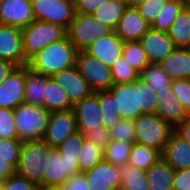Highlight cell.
Returning a JSON list of instances; mask_svg holds the SVG:
<instances>
[{
	"instance_id": "obj_1",
	"label": "cell",
	"mask_w": 190,
	"mask_h": 190,
	"mask_svg": "<svg viewBox=\"0 0 190 190\" xmlns=\"http://www.w3.org/2000/svg\"><path fill=\"white\" fill-rule=\"evenodd\" d=\"M115 98L121 119L135 120L141 114L156 113V92L141 77L132 83L113 84L108 89Z\"/></svg>"
},
{
	"instance_id": "obj_2",
	"label": "cell",
	"mask_w": 190,
	"mask_h": 190,
	"mask_svg": "<svg viewBox=\"0 0 190 190\" xmlns=\"http://www.w3.org/2000/svg\"><path fill=\"white\" fill-rule=\"evenodd\" d=\"M77 52L78 50L66 35L63 39L49 44L37 53L28 61L27 66L37 73L50 77L57 72L75 66Z\"/></svg>"
},
{
	"instance_id": "obj_3",
	"label": "cell",
	"mask_w": 190,
	"mask_h": 190,
	"mask_svg": "<svg viewBox=\"0 0 190 190\" xmlns=\"http://www.w3.org/2000/svg\"><path fill=\"white\" fill-rule=\"evenodd\" d=\"M50 113L44 106L23 103L14 109L16 131L21 141L41 140Z\"/></svg>"
},
{
	"instance_id": "obj_4",
	"label": "cell",
	"mask_w": 190,
	"mask_h": 190,
	"mask_svg": "<svg viewBox=\"0 0 190 190\" xmlns=\"http://www.w3.org/2000/svg\"><path fill=\"white\" fill-rule=\"evenodd\" d=\"M66 34V28L61 25L34 20L29 26L22 28L25 61L28 63L46 46L63 39Z\"/></svg>"
},
{
	"instance_id": "obj_5",
	"label": "cell",
	"mask_w": 190,
	"mask_h": 190,
	"mask_svg": "<svg viewBox=\"0 0 190 190\" xmlns=\"http://www.w3.org/2000/svg\"><path fill=\"white\" fill-rule=\"evenodd\" d=\"M50 148L42 139L24 141L16 166V174L33 181L39 188L43 189V167Z\"/></svg>"
},
{
	"instance_id": "obj_6",
	"label": "cell",
	"mask_w": 190,
	"mask_h": 190,
	"mask_svg": "<svg viewBox=\"0 0 190 190\" xmlns=\"http://www.w3.org/2000/svg\"><path fill=\"white\" fill-rule=\"evenodd\" d=\"M135 128L137 143L153 147L161 153L175 130L156 113L141 114L135 119Z\"/></svg>"
},
{
	"instance_id": "obj_7",
	"label": "cell",
	"mask_w": 190,
	"mask_h": 190,
	"mask_svg": "<svg viewBox=\"0 0 190 190\" xmlns=\"http://www.w3.org/2000/svg\"><path fill=\"white\" fill-rule=\"evenodd\" d=\"M113 30L96 20L90 14H75L71 24L66 29L69 41L78 50H85L96 39L103 38Z\"/></svg>"
},
{
	"instance_id": "obj_8",
	"label": "cell",
	"mask_w": 190,
	"mask_h": 190,
	"mask_svg": "<svg viewBox=\"0 0 190 190\" xmlns=\"http://www.w3.org/2000/svg\"><path fill=\"white\" fill-rule=\"evenodd\" d=\"M78 160L62 158L58 149L51 147L43 167V188L62 186L70 177L80 173Z\"/></svg>"
},
{
	"instance_id": "obj_9",
	"label": "cell",
	"mask_w": 190,
	"mask_h": 190,
	"mask_svg": "<svg viewBox=\"0 0 190 190\" xmlns=\"http://www.w3.org/2000/svg\"><path fill=\"white\" fill-rule=\"evenodd\" d=\"M76 66L93 92L108 90L114 84L111 68L85 50L77 52Z\"/></svg>"
},
{
	"instance_id": "obj_10",
	"label": "cell",
	"mask_w": 190,
	"mask_h": 190,
	"mask_svg": "<svg viewBox=\"0 0 190 190\" xmlns=\"http://www.w3.org/2000/svg\"><path fill=\"white\" fill-rule=\"evenodd\" d=\"M35 20L68 28L75 17L74 0H31Z\"/></svg>"
},
{
	"instance_id": "obj_11",
	"label": "cell",
	"mask_w": 190,
	"mask_h": 190,
	"mask_svg": "<svg viewBox=\"0 0 190 190\" xmlns=\"http://www.w3.org/2000/svg\"><path fill=\"white\" fill-rule=\"evenodd\" d=\"M78 131L73 109L50 113L48 126L42 140L50 147H58L70 135Z\"/></svg>"
},
{
	"instance_id": "obj_12",
	"label": "cell",
	"mask_w": 190,
	"mask_h": 190,
	"mask_svg": "<svg viewBox=\"0 0 190 190\" xmlns=\"http://www.w3.org/2000/svg\"><path fill=\"white\" fill-rule=\"evenodd\" d=\"M0 59L7 60L17 67L26 66L22 28L0 24Z\"/></svg>"
},
{
	"instance_id": "obj_13",
	"label": "cell",
	"mask_w": 190,
	"mask_h": 190,
	"mask_svg": "<svg viewBox=\"0 0 190 190\" xmlns=\"http://www.w3.org/2000/svg\"><path fill=\"white\" fill-rule=\"evenodd\" d=\"M25 66L16 67L0 84V108L16 109L25 103Z\"/></svg>"
},
{
	"instance_id": "obj_14",
	"label": "cell",
	"mask_w": 190,
	"mask_h": 190,
	"mask_svg": "<svg viewBox=\"0 0 190 190\" xmlns=\"http://www.w3.org/2000/svg\"><path fill=\"white\" fill-rule=\"evenodd\" d=\"M77 121L78 131L85 134L88 130H101L103 121L101 119L99 91L93 92L89 97L76 103L72 107Z\"/></svg>"
},
{
	"instance_id": "obj_15",
	"label": "cell",
	"mask_w": 190,
	"mask_h": 190,
	"mask_svg": "<svg viewBox=\"0 0 190 190\" xmlns=\"http://www.w3.org/2000/svg\"><path fill=\"white\" fill-rule=\"evenodd\" d=\"M51 77L65 89V93L72 105H75L93 93L76 65L57 72Z\"/></svg>"
},
{
	"instance_id": "obj_16",
	"label": "cell",
	"mask_w": 190,
	"mask_h": 190,
	"mask_svg": "<svg viewBox=\"0 0 190 190\" xmlns=\"http://www.w3.org/2000/svg\"><path fill=\"white\" fill-rule=\"evenodd\" d=\"M89 190H112L121 187V169L106 160L84 171Z\"/></svg>"
},
{
	"instance_id": "obj_17",
	"label": "cell",
	"mask_w": 190,
	"mask_h": 190,
	"mask_svg": "<svg viewBox=\"0 0 190 190\" xmlns=\"http://www.w3.org/2000/svg\"><path fill=\"white\" fill-rule=\"evenodd\" d=\"M34 20L31 0H2L0 3V24L24 28Z\"/></svg>"
},
{
	"instance_id": "obj_18",
	"label": "cell",
	"mask_w": 190,
	"mask_h": 190,
	"mask_svg": "<svg viewBox=\"0 0 190 190\" xmlns=\"http://www.w3.org/2000/svg\"><path fill=\"white\" fill-rule=\"evenodd\" d=\"M139 42L150 63L160 64L176 48L168 32L152 27L140 38Z\"/></svg>"
},
{
	"instance_id": "obj_19",
	"label": "cell",
	"mask_w": 190,
	"mask_h": 190,
	"mask_svg": "<svg viewBox=\"0 0 190 190\" xmlns=\"http://www.w3.org/2000/svg\"><path fill=\"white\" fill-rule=\"evenodd\" d=\"M123 44L124 41L115 31H112L103 38L96 39L85 49V51L97 57L102 63L111 68L122 56Z\"/></svg>"
},
{
	"instance_id": "obj_20",
	"label": "cell",
	"mask_w": 190,
	"mask_h": 190,
	"mask_svg": "<svg viewBox=\"0 0 190 190\" xmlns=\"http://www.w3.org/2000/svg\"><path fill=\"white\" fill-rule=\"evenodd\" d=\"M156 98L158 100L156 114L173 128H176L190 115L177 99L171 85L168 86V90L166 91L156 92Z\"/></svg>"
},
{
	"instance_id": "obj_21",
	"label": "cell",
	"mask_w": 190,
	"mask_h": 190,
	"mask_svg": "<svg viewBox=\"0 0 190 190\" xmlns=\"http://www.w3.org/2000/svg\"><path fill=\"white\" fill-rule=\"evenodd\" d=\"M150 27L136 7H127L115 32L124 42L139 41Z\"/></svg>"
},
{
	"instance_id": "obj_22",
	"label": "cell",
	"mask_w": 190,
	"mask_h": 190,
	"mask_svg": "<svg viewBox=\"0 0 190 190\" xmlns=\"http://www.w3.org/2000/svg\"><path fill=\"white\" fill-rule=\"evenodd\" d=\"M162 158L175 170L190 168V144L175 131L171 134Z\"/></svg>"
},
{
	"instance_id": "obj_23",
	"label": "cell",
	"mask_w": 190,
	"mask_h": 190,
	"mask_svg": "<svg viewBox=\"0 0 190 190\" xmlns=\"http://www.w3.org/2000/svg\"><path fill=\"white\" fill-rule=\"evenodd\" d=\"M160 65L173 79H190V51L187 48H175Z\"/></svg>"
},
{
	"instance_id": "obj_24",
	"label": "cell",
	"mask_w": 190,
	"mask_h": 190,
	"mask_svg": "<svg viewBox=\"0 0 190 190\" xmlns=\"http://www.w3.org/2000/svg\"><path fill=\"white\" fill-rule=\"evenodd\" d=\"M175 170L161 157L146 171L149 190H174Z\"/></svg>"
},
{
	"instance_id": "obj_25",
	"label": "cell",
	"mask_w": 190,
	"mask_h": 190,
	"mask_svg": "<svg viewBox=\"0 0 190 190\" xmlns=\"http://www.w3.org/2000/svg\"><path fill=\"white\" fill-rule=\"evenodd\" d=\"M43 106L49 112L65 111L73 107L65 93V89L51 76L46 79Z\"/></svg>"
},
{
	"instance_id": "obj_26",
	"label": "cell",
	"mask_w": 190,
	"mask_h": 190,
	"mask_svg": "<svg viewBox=\"0 0 190 190\" xmlns=\"http://www.w3.org/2000/svg\"><path fill=\"white\" fill-rule=\"evenodd\" d=\"M47 75L25 66V103L43 106Z\"/></svg>"
},
{
	"instance_id": "obj_27",
	"label": "cell",
	"mask_w": 190,
	"mask_h": 190,
	"mask_svg": "<svg viewBox=\"0 0 190 190\" xmlns=\"http://www.w3.org/2000/svg\"><path fill=\"white\" fill-rule=\"evenodd\" d=\"M168 35L176 48H187L190 45V9L182 8L173 21Z\"/></svg>"
},
{
	"instance_id": "obj_28",
	"label": "cell",
	"mask_w": 190,
	"mask_h": 190,
	"mask_svg": "<svg viewBox=\"0 0 190 190\" xmlns=\"http://www.w3.org/2000/svg\"><path fill=\"white\" fill-rule=\"evenodd\" d=\"M128 5L117 0H109L91 14L96 20L110 27L113 31L117 28L121 17Z\"/></svg>"
},
{
	"instance_id": "obj_29",
	"label": "cell",
	"mask_w": 190,
	"mask_h": 190,
	"mask_svg": "<svg viewBox=\"0 0 190 190\" xmlns=\"http://www.w3.org/2000/svg\"><path fill=\"white\" fill-rule=\"evenodd\" d=\"M161 157L162 153L159 150L135 142L131 149L128 164L147 171Z\"/></svg>"
},
{
	"instance_id": "obj_30",
	"label": "cell",
	"mask_w": 190,
	"mask_h": 190,
	"mask_svg": "<svg viewBox=\"0 0 190 190\" xmlns=\"http://www.w3.org/2000/svg\"><path fill=\"white\" fill-rule=\"evenodd\" d=\"M140 77L151 86L155 92L168 90V86L172 84L173 80L162 66L157 63H149L140 73Z\"/></svg>"
},
{
	"instance_id": "obj_31",
	"label": "cell",
	"mask_w": 190,
	"mask_h": 190,
	"mask_svg": "<svg viewBox=\"0 0 190 190\" xmlns=\"http://www.w3.org/2000/svg\"><path fill=\"white\" fill-rule=\"evenodd\" d=\"M101 119L106 129L114 127L120 120V113L115 104V98L109 90L99 91Z\"/></svg>"
},
{
	"instance_id": "obj_32",
	"label": "cell",
	"mask_w": 190,
	"mask_h": 190,
	"mask_svg": "<svg viewBox=\"0 0 190 190\" xmlns=\"http://www.w3.org/2000/svg\"><path fill=\"white\" fill-rule=\"evenodd\" d=\"M120 169L122 190H149L146 171L129 164L123 165Z\"/></svg>"
},
{
	"instance_id": "obj_33",
	"label": "cell",
	"mask_w": 190,
	"mask_h": 190,
	"mask_svg": "<svg viewBox=\"0 0 190 190\" xmlns=\"http://www.w3.org/2000/svg\"><path fill=\"white\" fill-rule=\"evenodd\" d=\"M122 57L139 73H141L150 63L148 56L139 41L124 42Z\"/></svg>"
},
{
	"instance_id": "obj_34",
	"label": "cell",
	"mask_w": 190,
	"mask_h": 190,
	"mask_svg": "<svg viewBox=\"0 0 190 190\" xmlns=\"http://www.w3.org/2000/svg\"><path fill=\"white\" fill-rule=\"evenodd\" d=\"M132 146L133 143L112 139L104 150V160L115 166L122 167L128 164Z\"/></svg>"
},
{
	"instance_id": "obj_35",
	"label": "cell",
	"mask_w": 190,
	"mask_h": 190,
	"mask_svg": "<svg viewBox=\"0 0 190 190\" xmlns=\"http://www.w3.org/2000/svg\"><path fill=\"white\" fill-rule=\"evenodd\" d=\"M104 150L86 139L79 151L78 168L80 172L94 168L104 159Z\"/></svg>"
},
{
	"instance_id": "obj_36",
	"label": "cell",
	"mask_w": 190,
	"mask_h": 190,
	"mask_svg": "<svg viewBox=\"0 0 190 190\" xmlns=\"http://www.w3.org/2000/svg\"><path fill=\"white\" fill-rule=\"evenodd\" d=\"M183 7V0H169L161 9L151 27L159 31L168 32Z\"/></svg>"
},
{
	"instance_id": "obj_37",
	"label": "cell",
	"mask_w": 190,
	"mask_h": 190,
	"mask_svg": "<svg viewBox=\"0 0 190 190\" xmlns=\"http://www.w3.org/2000/svg\"><path fill=\"white\" fill-rule=\"evenodd\" d=\"M114 84L132 83L140 73L131 67L122 56L111 67Z\"/></svg>"
},
{
	"instance_id": "obj_38",
	"label": "cell",
	"mask_w": 190,
	"mask_h": 190,
	"mask_svg": "<svg viewBox=\"0 0 190 190\" xmlns=\"http://www.w3.org/2000/svg\"><path fill=\"white\" fill-rule=\"evenodd\" d=\"M108 130L111 139L127 141L133 144L136 142L135 120L121 119L114 127Z\"/></svg>"
},
{
	"instance_id": "obj_39",
	"label": "cell",
	"mask_w": 190,
	"mask_h": 190,
	"mask_svg": "<svg viewBox=\"0 0 190 190\" xmlns=\"http://www.w3.org/2000/svg\"><path fill=\"white\" fill-rule=\"evenodd\" d=\"M84 134L77 131L70 135L63 143L56 147L62 158L79 159V151L81 149Z\"/></svg>"
},
{
	"instance_id": "obj_40",
	"label": "cell",
	"mask_w": 190,
	"mask_h": 190,
	"mask_svg": "<svg viewBox=\"0 0 190 190\" xmlns=\"http://www.w3.org/2000/svg\"><path fill=\"white\" fill-rule=\"evenodd\" d=\"M0 138L19 139L12 109L0 108Z\"/></svg>"
},
{
	"instance_id": "obj_41",
	"label": "cell",
	"mask_w": 190,
	"mask_h": 190,
	"mask_svg": "<svg viewBox=\"0 0 190 190\" xmlns=\"http://www.w3.org/2000/svg\"><path fill=\"white\" fill-rule=\"evenodd\" d=\"M169 0H146L136 8L139 10L140 15L150 24L156 20L161 9Z\"/></svg>"
},
{
	"instance_id": "obj_42",
	"label": "cell",
	"mask_w": 190,
	"mask_h": 190,
	"mask_svg": "<svg viewBox=\"0 0 190 190\" xmlns=\"http://www.w3.org/2000/svg\"><path fill=\"white\" fill-rule=\"evenodd\" d=\"M171 88L179 102L190 114V79H173Z\"/></svg>"
},
{
	"instance_id": "obj_43",
	"label": "cell",
	"mask_w": 190,
	"mask_h": 190,
	"mask_svg": "<svg viewBox=\"0 0 190 190\" xmlns=\"http://www.w3.org/2000/svg\"><path fill=\"white\" fill-rule=\"evenodd\" d=\"M23 141L19 139L0 138L1 158H20V151Z\"/></svg>"
},
{
	"instance_id": "obj_44",
	"label": "cell",
	"mask_w": 190,
	"mask_h": 190,
	"mask_svg": "<svg viewBox=\"0 0 190 190\" xmlns=\"http://www.w3.org/2000/svg\"><path fill=\"white\" fill-rule=\"evenodd\" d=\"M39 187L33 182L17 174L6 179L3 190H38Z\"/></svg>"
},
{
	"instance_id": "obj_45",
	"label": "cell",
	"mask_w": 190,
	"mask_h": 190,
	"mask_svg": "<svg viewBox=\"0 0 190 190\" xmlns=\"http://www.w3.org/2000/svg\"><path fill=\"white\" fill-rule=\"evenodd\" d=\"M84 137L86 140L91 141L93 144L103 150L106 149L107 145L112 140L109 130L106 129L104 126L101 128V130H88L84 134Z\"/></svg>"
},
{
	"instance_id": "obj_46",
	"label": "cell",
	"mask_w": 190,
	"mask_h": 190,
	"mask_svg": "<svg viewBox=\"0 0 190 190\" xmlns=\"http://www.w3.org/2000/svg\"><path fill=\"white\" fill-rule=\"evenodd\" d=\"M108 1L109 0H74L75 13L91 15L97 8Z\"/></svg>"
},
{
	"instance_id": "obj_47",
	"label": "cell",
	"mask_w": 190,
	"mask_h": 190,
	"mask_svg": "<svg viewBox=\"0 0 190 190\" xmlns=\"http://www.w3.org/2000/svg\"><path fill=\"white\" fill-rule=\"evenodd\" d=\"M62 187L64 190H89L84 172L70 177Z\"/></svg>"
},
{
	"instance_id": "obj_48",
	"label": "cell",
	"mask_w": 190,
	"mask_h": 190,
	"mask_svg": "<svg viewBox=\"0 0 190 190\" xmlns=\"http://www.w3.org/2000/svg\"><path fill=\"white\" fill-rule=\"evenodd\" d=\"M173 189L190 190V168L175 171L173 178Z\"/></svg>"
},
{
	"instance_id": "obj_49",
	"label": "cell",
	"mask_w": 190,
	"mask_h": 190,
	"mask_svg": "<svg viewBox=\"0 0 190 190\" xmlns=\"http://www.w3.org/2000/svg\"><path fill=\"white\" fill-rule=\"evenodd\" d=\"M19 158H1L0 157V176L8 179L16 174V166Z\"/></svg>"
},
{
	"instance_id": "obj_50",
	"label": "cell",
	"mask_w": 190,
	"mask_h": 190,
	"mask_svg": "<svg viewBox=\"0 0 190 190\" xmlns=\"http://www.w3.org/2000/svg\"><path fill=\"white\" fill-rule=\"evenodd\" d=\"M174 131L190 144V115Z\"/></svg>"
},
{
	"instance_id": "obj_51",
	"label": "cell",
	"mask_w": 190,
	"mask_h": 190,
	"mask_svg": "<svg viewBox=\"0 0 190 190\" xmlns=\"http://www.w3.org/2000/svg\"><path fill=\"white\" fill-rule=\"evenodd\" d=\"M17 66L10 61L0 59V84Z\"/></svg>"
},
{
	"instance_id": "obj_52",
	"label": "cell",
	"mask_w": 190,
	"mask_h": 190,
	"mask_svg": "<svg viewBox=\"0 0 190 190\" xmlns=\"http://www.w3.org/2000/svg\"><path fill=\"white\" fill-rule=\"evenodd\" d=\"M146 0H129V7H137Z\"/></svg>"
},
{
	"instance_id": "obj_53",
	"label": "cell",
	"mask_w": 190,
	"mask_h": 190,
	"mask_svg": "<svg viewBox=\"0 0 190 190\" xmlns=\"http://www.w3.org/2000/svg\"><path fill=\"white\" fill-rule=\"evenodd\" d=\"M43 190H64L62 186L43 188Z\"/></svg>"
},
{
	"instance_id": "obj_54",
	"label": "cell",
	"mask_w": 190,
	"mask_h": 190,
	"mask_svg": "<svg viewBox=\"0 0 190 190\" xmlns=\"http://www.w3.org/2000/svg\"><path fill=\"white\" fill-rule=\"evenodd\" d=\"M184 7L190 9V0H183Z\"/></svg>"
},
{
	"instance_id": "obj_55",
	"label": "cell",
	"mask_w": 190,
	"mask_h": 190,
	"mask_svg": "<svg viewBox=\"0 0 190 190\" xmlns=\"http://www.w3.org/2000/svg\"><path fill=\"white\" fill-rule=\"evenodd\" d=\"M5 181H6V179L4 177L0 176V188H3Z\"/></svg>"
},
{
	"instance_id": "obj_56",
	"label": "cell",
	"mask_w": 190,
	"mask_h": 190,
	"mask_svg": "<svg viewBox=\"0 0 190 190\" xmlns=\"http://www.w3.org/2000/svg\"><path fill=\"white\" fill-rule=\"evenodd\" d=\"M117 1L123 2V3H125L126 5H128V7H129V0H117Z\"/></svg>"
},
{
	"instance_id": "obj_57",
	"label": "cell",
	"mask_w": 190,
	"mask_h": 190,
	"mask_svg": "<svg viewBox=\"0 0 190 190\" xmlns=\"http://www.w3.org/2000/svg\"><path fill=\"white\" fill-rule=\"evenodd\" d=\"M112 190H122V188H121V187H119V188H115V189H112Z\"/></svg>"
}]
</instances>
